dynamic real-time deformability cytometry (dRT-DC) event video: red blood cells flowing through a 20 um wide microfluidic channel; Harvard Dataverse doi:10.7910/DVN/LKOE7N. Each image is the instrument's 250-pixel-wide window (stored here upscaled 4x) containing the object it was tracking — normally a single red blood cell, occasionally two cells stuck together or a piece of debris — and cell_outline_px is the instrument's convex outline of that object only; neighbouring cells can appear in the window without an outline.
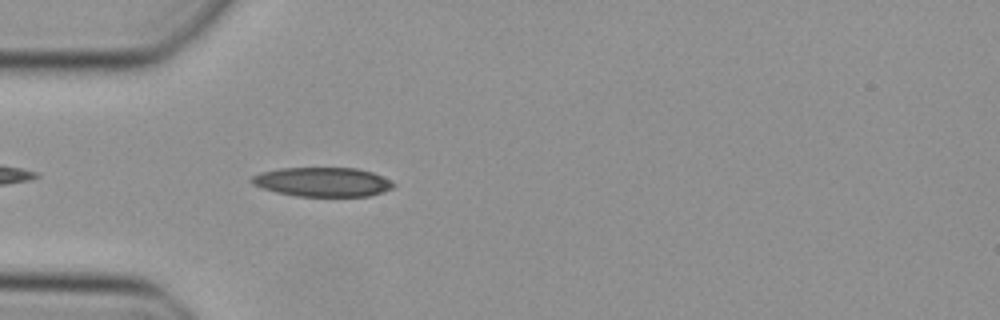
{"species": "Egyptian fruit bat (a non-hibernating species)", "species_latin": "Rousettus aegyptiacus", "temperature_condition": "cold", "stored_images_in_passage": 35, "camera_frame_rate_fps": 3000, "um_per_image_px": 0.085, "animal": {"sex": "female"}, "frame": {"image": 1, "passage_image": 3, "time_ms": 0.667, "image_size_px": [1000, 320], "cell_outline_px": [[396, 184], [392, 188], [384, 192], [368, 196], [296, 196], [276, 192], [252, 184], [248, 180], [252, 176], [260, 172], [280, 168], [356, 168], [372, 172], [392, 180]], "centroid_in_image_um": [27.43, 15.46], "position_along_channel_um": 57.6, "area_um2": 24.28}}
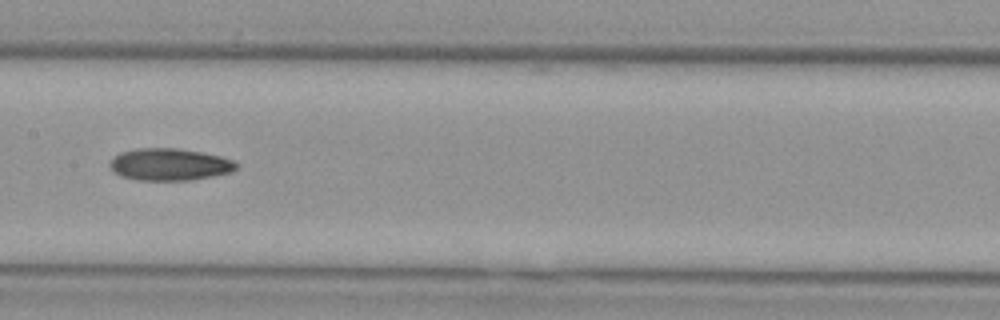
{"frame": {"image": 2, "passage_image": 13, "time_ms": 4.0, "image_size_px": [1000, 320], "cell_outline_px": [[240, 168], [232, 172], [192, 180], [136, 180], [120, 176], [108, 164], [120, 152], [136, 148], [176, 148], [200, 152], [220, 156], [232, 160]], "centroid_in_image_um": [14.43, 13.98], "position_along_channel_um": 193.0, "area_um2": 23.58}}
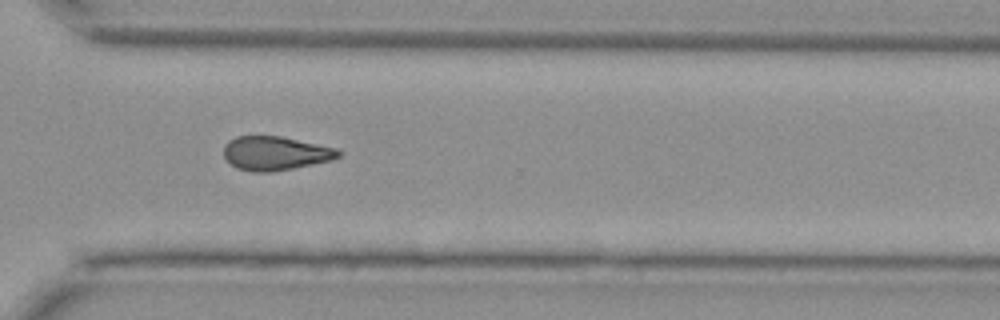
{"frame": {"image": 3, "passage_image": 24, "time_ms": 7.667, "image_size_px": [1000, 320], "cell_outline_px": [[344, 152], [340, 156], [332, 160], [272, 172], [252, 172], [236, 168], [224, 156], [224, 144], [228, 140], [236, 136], [280, 136], [336, 148]], "centroid_in_image_um": [23.4, 13.03], "position_along_channel_um": 347.2, "area_um2": 22.66}}